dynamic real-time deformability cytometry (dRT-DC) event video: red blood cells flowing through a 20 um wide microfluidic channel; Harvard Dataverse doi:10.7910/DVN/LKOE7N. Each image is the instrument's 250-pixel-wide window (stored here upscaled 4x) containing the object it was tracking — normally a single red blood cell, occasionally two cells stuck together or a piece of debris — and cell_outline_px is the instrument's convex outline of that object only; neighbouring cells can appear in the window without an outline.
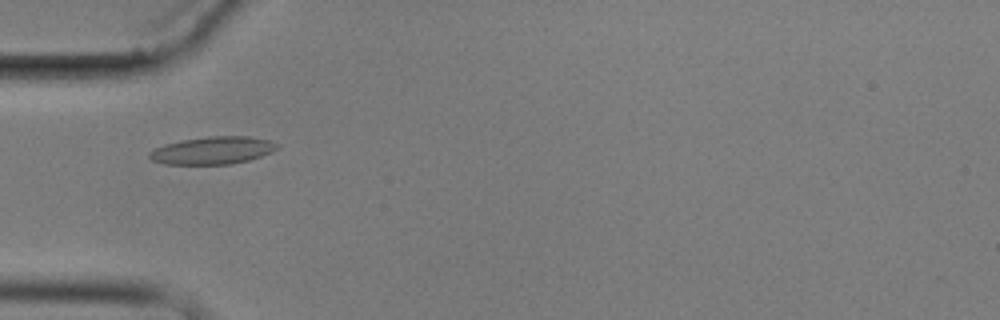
{"species": "common noctule bat (a hibernating species)", "species_latin": "Nyctalus noctula", "temperature_condition": "cold", "stored_images_in_passage": 2, "camera_frame_rate_fps": 3000, "um_per_image_px": 0.085, "animal": {"sex": "male", "body_mass_g": 17.9}, "frame": {"image": 1, "passage_image": 1, "time_ms": 0.0, "image_size_px": [1000, 320], "cell_outline_px": [[280, 144], [272, 152], [248, 160], [232, 164], [164, 164], [152, 160], [148, 156], [148, 152], [164, 144], [180, 140], [208, 136], [248, 136], [272, 140]], "centroid_in_image_um": [18.08, 12.77], "position_along_channel_um": 66.9, "area_um2": 20.63}}
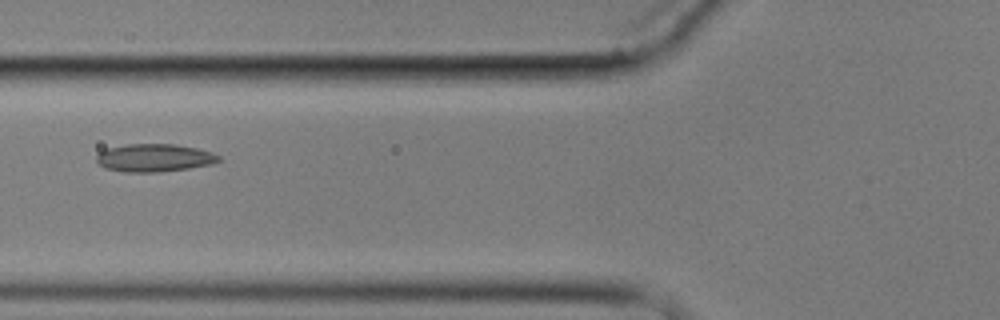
{"frame": {"image": 2, "passage_image": 2, "time_ms": 1.333, "image_size_px": [1000, 320], "cell_outline_px": [[220, 160], [212, 164], [188, 168], [160, 172], [124, 172], [104, 168], [96, 160], [96, 156], [104, 148], [128, 144], [172, 144], [196, 148], [212, 152], [220, 156]], "centroid_in_image_um": [13.09, 13.41], "position_along_channel_um": 112.7, "area_um2": 19.88}}